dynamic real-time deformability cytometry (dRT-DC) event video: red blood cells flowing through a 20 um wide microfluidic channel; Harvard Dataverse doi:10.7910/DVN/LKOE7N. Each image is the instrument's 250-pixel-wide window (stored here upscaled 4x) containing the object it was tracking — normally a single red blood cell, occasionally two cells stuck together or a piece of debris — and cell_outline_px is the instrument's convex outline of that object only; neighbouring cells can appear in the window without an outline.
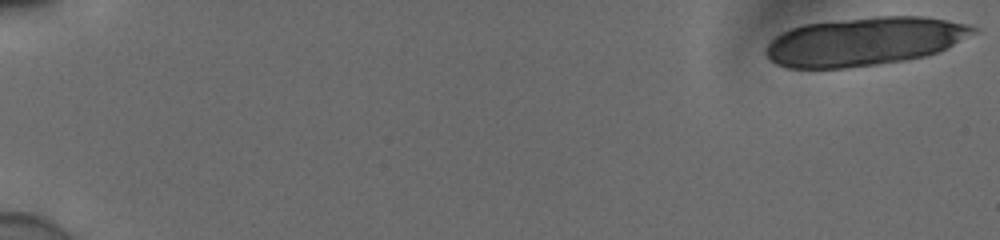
{"species": "human", "species_latin": "Homo sapiens", "temperature_condition": "cold", "stored_images_in_passage": 24, "camera_frame_rate_fps": 3000, "um_per_image_px": 0.085, "donor": {"sex": "male"}, "frame": {"image": 1, "passage_image": 1, "time_ms": 0.0, "image_size_px": [1000, 240], "cell_outline_px": [[980, 32], [936, 52], [924, 56], [904, 60], [848, 68], [788, 68], [776, 64], [764, 52], [768, 44], [776, 36], [792, 28], [804, 24], [876, 16], [920, 16], [968, 24], [980, 28]], "centroid_in_image_um": [73.5, 3.52], "position_along_channel_um": 11.5, "area_um2": 58.2}}